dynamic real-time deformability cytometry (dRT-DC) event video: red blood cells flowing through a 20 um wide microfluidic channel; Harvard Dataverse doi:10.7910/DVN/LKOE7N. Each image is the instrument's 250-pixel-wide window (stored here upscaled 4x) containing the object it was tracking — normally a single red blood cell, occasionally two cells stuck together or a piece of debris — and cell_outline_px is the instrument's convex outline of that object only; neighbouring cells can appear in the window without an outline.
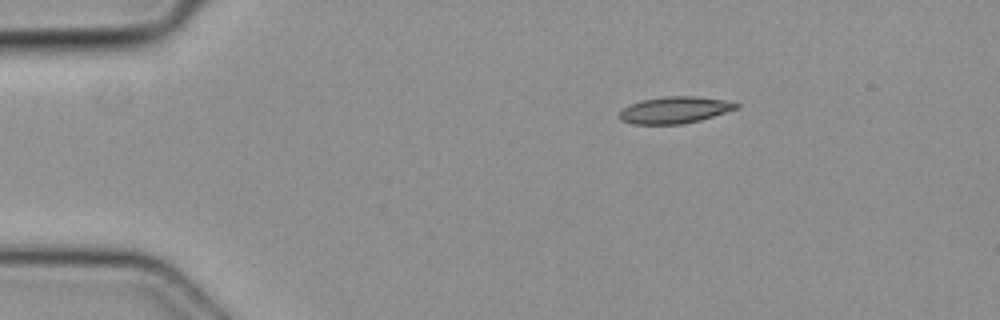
{"species": "common noctule bat (a hibernating species)", "species_latin": "Nyctalus noctula", "temperature_condition": "cold", "stored_images_in_passage": 5, "camera_frame_rate_fps": 3000, "um_per_image_px": 0.085, "animal": {"sex": "female", "body_mass_g": 19.3, "forearm_length_mm": 54.1}, "frame": {"image": 1, "passage_image": 5, "time_ms": 1.333, "image_size_px": [1000, 320], "cell_outline_px": [[740, 108], [700, 120], [684, 124], [632, 124], [620, 120], [620, 112], [624, 108], [632, 104], [644, 100], [664, 96], [696, 96], [724, 100], [740, 104]], "centroid_in_image_um": [57.39, 9.35], "position_along_channel_um": 27.6, "area_um2": 18.09}}